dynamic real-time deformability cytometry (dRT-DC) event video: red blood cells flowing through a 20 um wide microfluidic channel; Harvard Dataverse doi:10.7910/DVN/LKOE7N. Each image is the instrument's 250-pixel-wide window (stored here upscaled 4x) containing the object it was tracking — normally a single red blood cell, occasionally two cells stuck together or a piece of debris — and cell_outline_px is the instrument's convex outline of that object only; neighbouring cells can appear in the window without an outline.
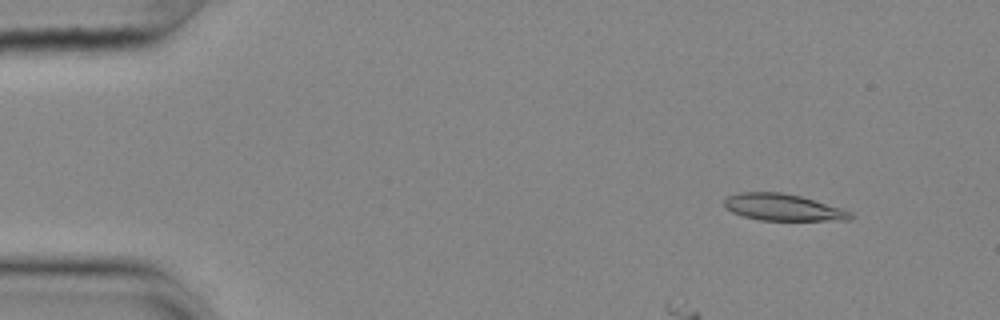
{"species": "common noctule bat (a hibernating species)", "species_latin": "Nyctalus noctula", "temperature_condition": "cold", "stored_images_in_passage": 54, "camera_frame_rate_fps": 3000, "um_per_image_px": 0.085, "animal": {"sex": "female", "body_mass_g": 25.1}, "frame": {"image": 1, "passage_image": 5, "time_ms": 1.333, "image_size_px": [1000, 320], "cell_outline_px": [[852, 216], [848, 220], [760, 220], [744, 216], [732, 212], [724, 208], [724, 200], [728, 196], [740, 192], [780, 192], [800, 196], [840, 208], [852, 212]], "centroid_in_image_um": [66.5, 17.62], "position_along_channel_um": 18.5, "area_um2": 19.42}}